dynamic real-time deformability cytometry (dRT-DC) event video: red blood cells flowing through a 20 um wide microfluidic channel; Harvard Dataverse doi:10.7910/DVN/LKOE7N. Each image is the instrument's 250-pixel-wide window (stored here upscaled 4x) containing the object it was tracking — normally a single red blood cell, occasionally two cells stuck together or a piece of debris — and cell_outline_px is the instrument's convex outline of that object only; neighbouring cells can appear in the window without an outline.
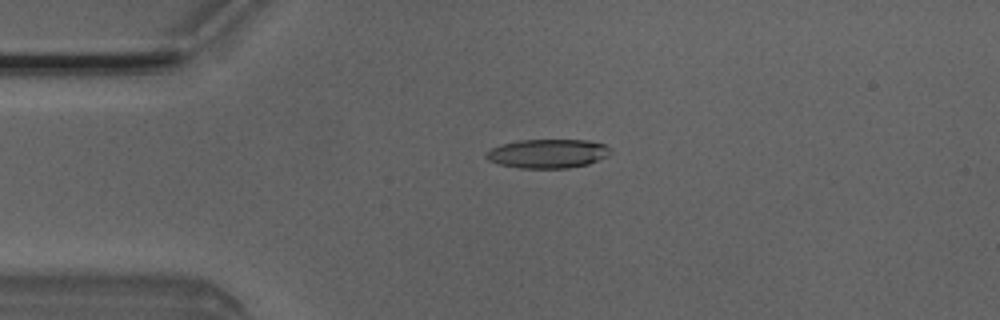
{"species": "Egyptian fruit bat (a non-hibernating species)", "species_latin": "Rousettus aegyptiacus", "temperature_condition": "room temperature", "stored_images_in_passage": 6, "camera_frame_rate_fps": 3000, "um_per_image_px": 0.085, "animal": {"sex": "male"}, "frame": {"image": 1, "passage_image": 3, "time_ms": 0.667, "image_size_px": [1000, 320], "cell_outline_px": [[612, 152], [588, 164], [568, 168], [520, 168], [500, 164], [488, 160], [484, 156], [492, 148], [500, 144], [520, 140], [588, 140], [604, 144]], "centroid_in_image_um": [46.53, 13.05], "position_along_channel_um": 38.5, "area_um2": 20.75}}